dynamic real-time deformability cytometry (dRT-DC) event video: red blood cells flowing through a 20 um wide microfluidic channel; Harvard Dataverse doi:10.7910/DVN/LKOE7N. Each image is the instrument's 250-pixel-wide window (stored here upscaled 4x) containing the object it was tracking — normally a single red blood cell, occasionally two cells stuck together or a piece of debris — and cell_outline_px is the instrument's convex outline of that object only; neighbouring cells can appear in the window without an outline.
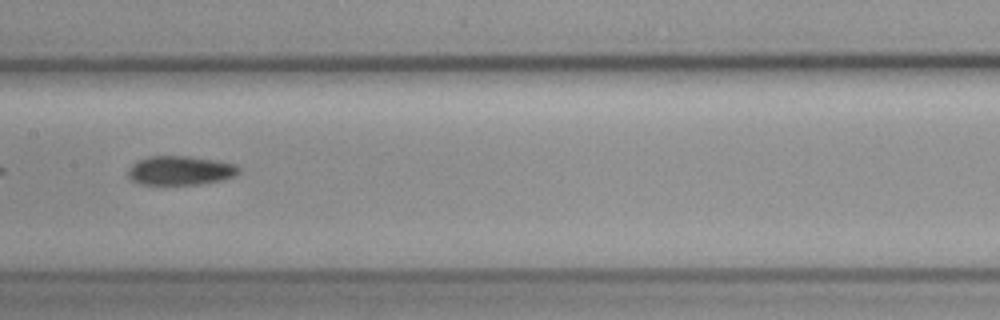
{"species": "common noctule bat (a hibernating species)", "species_latin": "Nyctalus noctula", "temperature_condition": "cold", "stored_images_in_passage": 43, "camera_frame_rate_fps": 3000, "um_per_image_px": 0.085, "animal": {"sex": "female", "body_mass_g": 19.3, "forearm_length_mm": 54.1}, "frame": {"image": 1, "passage_image": 13, "time_ms": 4.0, "image_size_px": [1000, 320], "cell_outline_px": [[240, 172], [236, 176], [220, 180], [200, 184], [140, 184], [132, 180], [128, 176], [128, 168], [136, 160], [148, 156], [188, 156], [216, 160], [236, 164], [240, 168]], "centroid_in_image_um": [15.32, 14.48], "position_along_channel_um": 192.1, "area_um2": 18.9}}
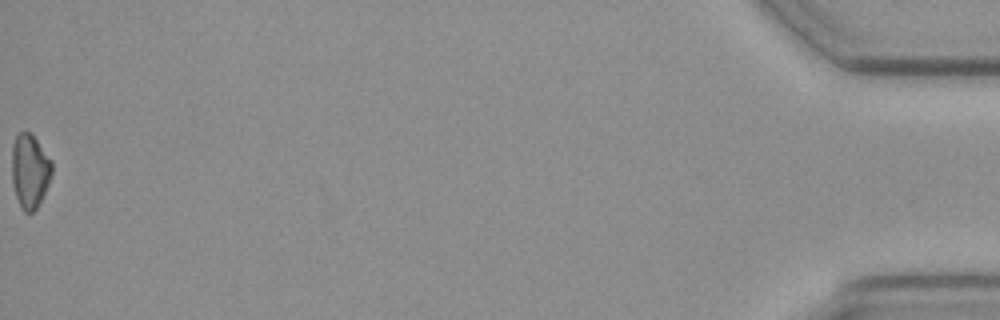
{"frame": {"image": 2, "passage_image": 43, "time_ms": 14.0, "image_size_px": [1000, 320], "cell_outline_px": [[52, 172], [48, 184], [36, 208], [32, 212], [24, 212], [20, 208], [12, 184], [12, 144], [16, 136], [24, 128], [32, 132], [52, 160]], "centroid_in_image_um": [2.52, 14.46], "position_along_channel_um": 432.7, "area_um2": 17.57}, "authors_computed_cell_mechanics": {"area_um2": 18.6694, "velocity_mm_per_s": 3.511, "shape_relaxation_time_tau1_ms": 9.5769, "shape_relaxation_time_tau2_ms": null, "deformation_change_tau1": 0.1262, "deformation_change_tau2": null}}